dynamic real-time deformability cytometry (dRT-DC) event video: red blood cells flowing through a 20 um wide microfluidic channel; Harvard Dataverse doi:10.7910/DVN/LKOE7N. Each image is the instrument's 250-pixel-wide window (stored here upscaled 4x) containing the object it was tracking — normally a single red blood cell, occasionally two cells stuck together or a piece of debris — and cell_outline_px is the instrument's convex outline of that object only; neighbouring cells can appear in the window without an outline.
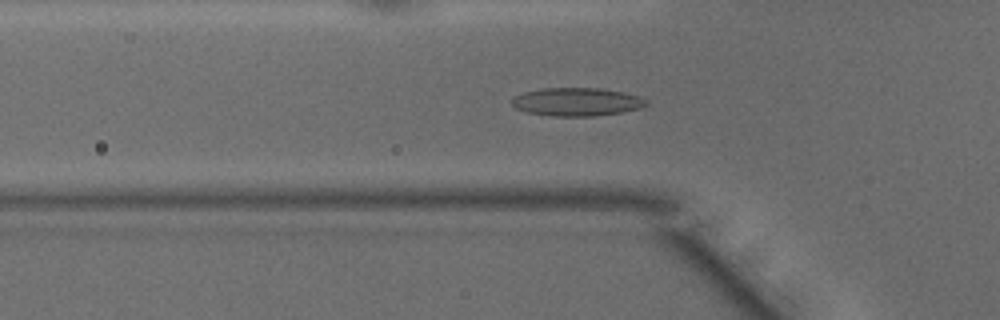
{"species": "common noctule bat (a hibernating species)", "species_latin": "Nyctalus noctula", "temperature_condition": "warm", "stored_images_in_passage": 48, "camera_frame_rate_fps": 3000, "um_per_image_px": 0.085, "animal": {"sex": "male", "body_mass_g": 15.6}, "frame": {"image": 1, "passage_image": 16, "time_ms": 5.0, "image_size_px": [1000, 320], "cell_outline_px": [[648, 104], [640, 108], [624, 112], [596, 116], [552, 116], [528, 112], [516, 108], [508, 100], [524, 92], [544, 88], [600, 88], [624, 92], [640, 96], [648, 100]], "centroid_in_image_um": [49.06, 8.66], "position_along_channel_um": 76.7, "area_um2": 22.25}}
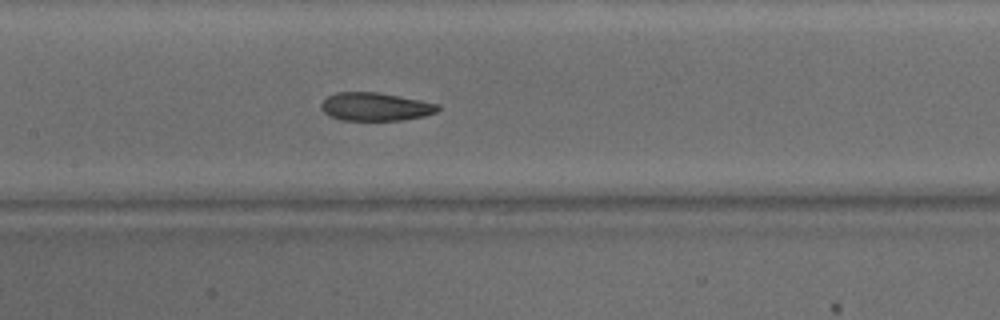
{"frame": {"image": 2, "passage_image": 23, "time_ms": 7.333, "image_size_px": [1000, 320], "cell_outline_px": [[440, 108], [436, 112], [424, 116], [400, 120], [340, 120], [328, 116], [320, 108], [320, 104], [328, 96], [336, 92], [376, 92], [420, 100], [440, 104]], "centroid_in_image_um": [31.88, 9.07], "position_along_channel_um": 175.5, "area_um2": 19.19}}
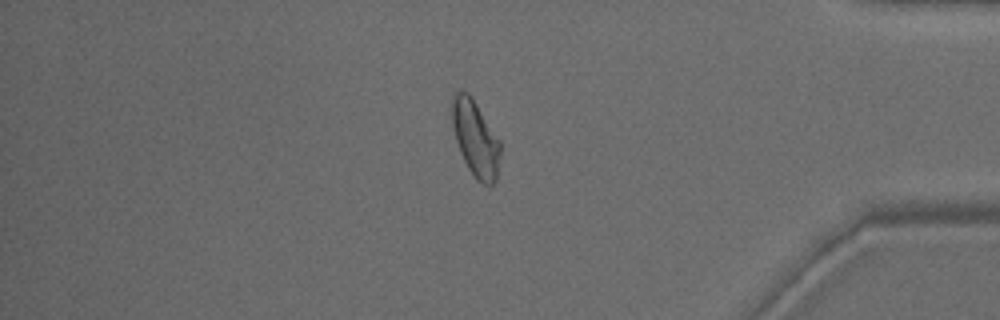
{"frame": {"image": 3, "passage_image": 41, "time_ms": 13.333, "image_size_px": [1000, 320], "cell_outline_px": [[500, 156], [496, 180], [492, 184], [484, 184], [476, 180], [468, 168], [460, 152], [456, 140], [452, 124], [452, 92], [468, 92], [472, 96], [500, 140]], "centroid_in_image_um": [40.41, 11.75], "position_along_channel_um": 394.8, "area_um2": 21.39}, "authors_computed_cell_mechanics": {"area_um2": 21.1259, "velocity_mm_per_s": 4.1862, "shape_relaxation_time_tau1_ms": 5.2825, "shape_relaxation_time_tau2_ms": 2.1088, "deformation_change_tau1": 0.1479, "deformation_change_tau2": 0.0882}}